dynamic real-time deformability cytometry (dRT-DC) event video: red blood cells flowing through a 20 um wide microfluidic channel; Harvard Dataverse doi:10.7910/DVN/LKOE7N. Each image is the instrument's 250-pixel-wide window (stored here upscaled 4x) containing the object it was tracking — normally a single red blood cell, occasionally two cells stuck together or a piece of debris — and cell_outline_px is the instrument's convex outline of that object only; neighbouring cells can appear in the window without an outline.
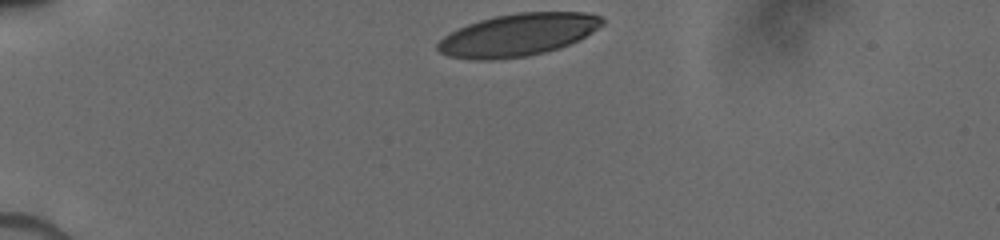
{"species": "human", "species_latin": "Homo sapiens", "temperature_condition": "cold", "stored_images_in_passage": 39, "camera_frame_rate_fps": 3000, "um_per_image_px": 0.085, "donor": {"sex": "male"}, "frame": {"image": 1, "passage_image": 1, "time_ms": 0.0, "image_size_px": [1000, 240], "cell_outline_px": [[604, 24], [592, 32], [568, 44], [544, 52], [524, 56], [492, 60], [472, 60], [448, 56], [440, 52], [436, 48], [436, 44], [448, 32], [468, 24], [480, 20], [496, 16], [516, 12], [584, 12], [600, 16], [604, 20]], "centroid_in_image_um": [43.98, 2.96], "position_along_channel_um": 41.0, "area_um2": 40.46}}
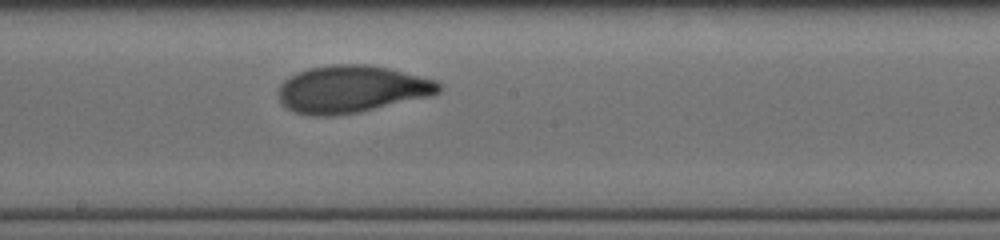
{"frame": {"image": 2, "passage_image": 22, "time_ms": 5.667, "image_size_px": [1000, 240], "cell_outline_px": [[444, 84], [440, 92], [428, 96], [360, 112], [336, 116], [308, 116], [292, 112], [280, 100], [276, 92], [280, 84], [288, 76], [296, 72], [308, 68], [332, 64], [364, 64], [388, 68], [436, 80]], "centroid_in_image_um": [29.84, 7.58], "position_along_channel_um": 218.4, "area_um2": 44.56}}
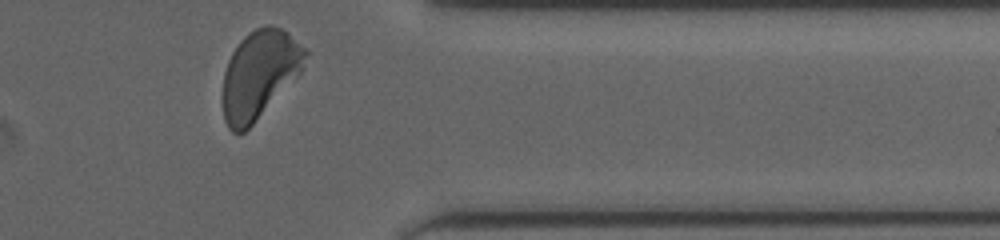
{"frame": {"image": 3, "passage_image": 39, "time_ms": 10.0, "image_size_px": [1000, 240], "cell_outline_px": [[308, 52], [300, 72], [252, 124], [244, 132], [232, 132], [228, 128], [224, 120], [220, 96], [224, 72], [228, 60], [232, 52], [240, 40], [244, 36], [256, 28], [264, 24], [268, 24], [280, 28], [288, 32], [308, 48]], "centroid_in_image_um": [22.0, 6.3], "position_along_channel_um": 389.4, "area_um2": 42.43}}